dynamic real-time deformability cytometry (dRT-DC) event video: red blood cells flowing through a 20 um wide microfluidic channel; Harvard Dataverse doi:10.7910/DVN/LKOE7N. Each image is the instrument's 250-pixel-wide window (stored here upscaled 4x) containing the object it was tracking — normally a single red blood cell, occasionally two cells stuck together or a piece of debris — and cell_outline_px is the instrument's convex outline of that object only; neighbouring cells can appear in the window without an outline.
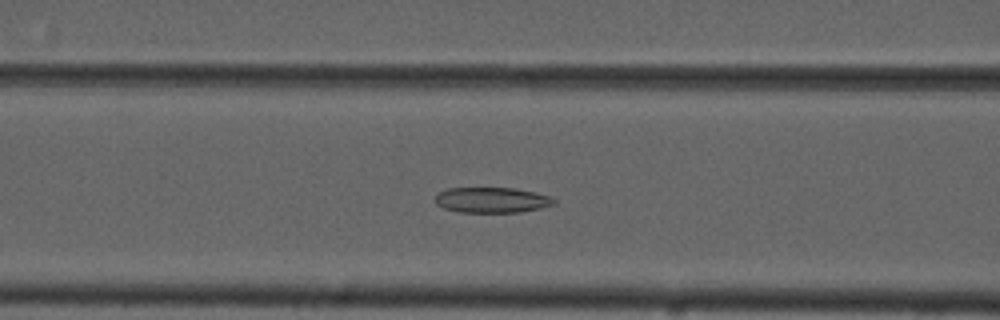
{"species": "common noctule bat (a hibernating species)", "species_latin": "Nyctalus noctula", "temperature_condition": "cold", "stored_images_in_passage": 54, "camera_frame_rate_fps": 3000, "um_per_image_px": 0.085, "animal": {"sex": "male", "forearm_length_mm": 52.5}, "frame": {"image": 1, "passage_image": 22, "time_ms": 7.0, "image_size_px": [1000, 320], "cell_outline_px": [[556, 204], [540, 208], [520, 212], [460, 212], [444, 208], [436, 204], [436, 196], [440, 192], [448, 188], [516, 188], [536, 192], [552, 196], [556, 200]], "centroid_in_image_um": [41.87, 17.0], "position_along_channel_um": 124.7, "area_um2": 17.69}}
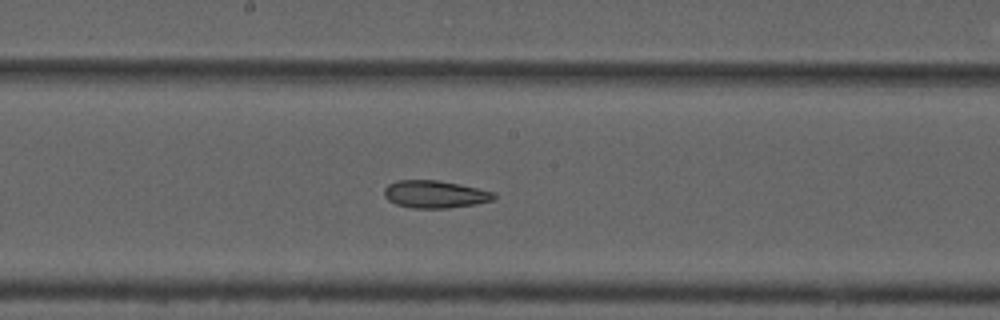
{"frame": {"image": 2, "passage_image": 29, "time_ms": 9.333, "image_size_px": [1000, 320], "cell_outline_px": [[496, 196], [492, 200], [476, 204], [448, 208], [412, 208], [396, 204], [388, 200], [384, 196], [384, 188], [388, 184], [396, 180], [436, 180], [460, 184], [496, 192]], "centroid_in_image_um": [36.96, 16.51], "position_along_channel_um": 211.2, "area_um2": 17.69}}
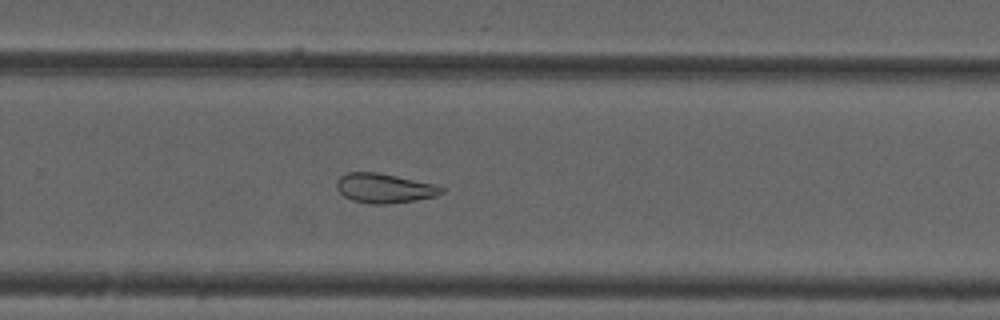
{"frame": {"image": 3, "passage_image": 36, "time_ms": 11.667, "image_size_px": [1000, 320], "cell_outline_px": [[444, 192], [436, 196], [416, 200], [388, 204], [368, 204], [352, 200], [344, 196], [336, 188], [336, 180], [340, 176], [348, 172], [376, 172], [396, 176], [432, 184], [444, 188]], "centroid_in_image_um": [32.63, 16.0], "position_along_channel_um": 297.2, "area_um2": 17.98}, "authors_computed_cell_mechanics": {"area_um2": 21.5016, "velocity_mm_per_s": 3.6958, "shape_relaxation_time_tau1_ms": null, "shape_relaxation_time_tau2_ms": 7.9737, "deformation_change_tau1": null, "deformation_change_tau2": 0.1581}}